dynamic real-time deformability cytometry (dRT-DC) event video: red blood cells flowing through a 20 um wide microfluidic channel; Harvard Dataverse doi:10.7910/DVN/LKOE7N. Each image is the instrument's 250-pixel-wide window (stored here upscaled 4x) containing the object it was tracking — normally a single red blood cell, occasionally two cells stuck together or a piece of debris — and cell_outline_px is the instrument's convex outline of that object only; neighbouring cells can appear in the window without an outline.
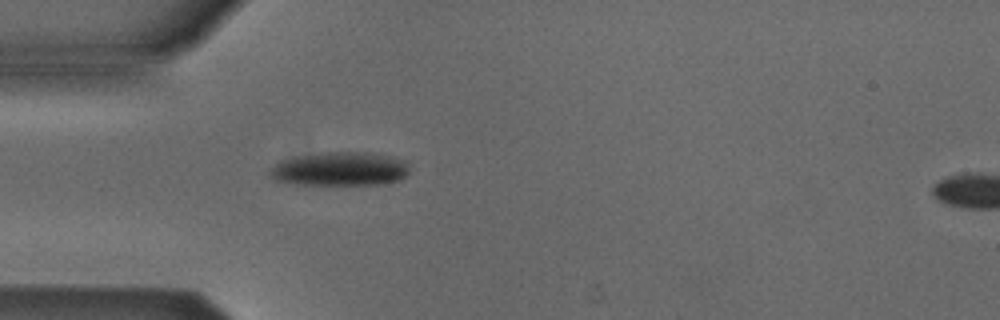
{"species": "Egyptian fruit bat (a non-hibernating species)", "species_latin": "Rousettus aegyptiacus", "temperature_condition": "cold", "stored_images_in_passage": 34, "camera_frame_rate_fps": 3000, "um_per_image_px": 0.085, "animal": {"sex": "male"}, "frame": {"image": 1, "passage_image": 1, "time_ms": 0.0, "image_size_px": [1000, 320], "cell_outline_px": [[408, 172], [404, 176], [396, 180], [384, 184], [292, 184], [276, 180], [268, 176], [268, 168], [280, 160], [324, 152], [368, 152], [392, 156], [408, 160]], "centroid_in_image_um": [28.88, 14.35], "position_along_channel_um": 56.1, "area_um2": 27.63}}
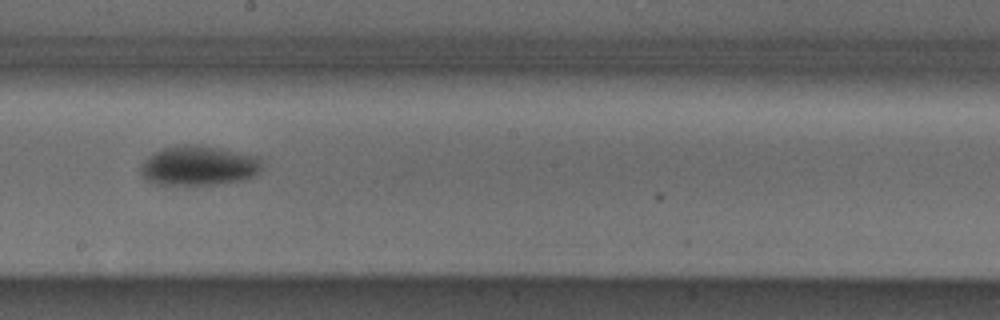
{"frame": {"image": 2, "passage_image": 15, "time_ms": 4.667, "image_size_px": [1000, 320], "cell_outline_px": [[264, 168], [256, 176], [244, 180], [216, 184], [152, 184], [144, 180], [140, 176], [140, 164], [152, 152], [164, 148], [184, 144], [196, 144], [220, 148], [256, 156], [260, 160]], "centroid_in_image_um": [16.86, 14.08], "position_along_channel_um": 231.3, "area_um2": 28.5}}
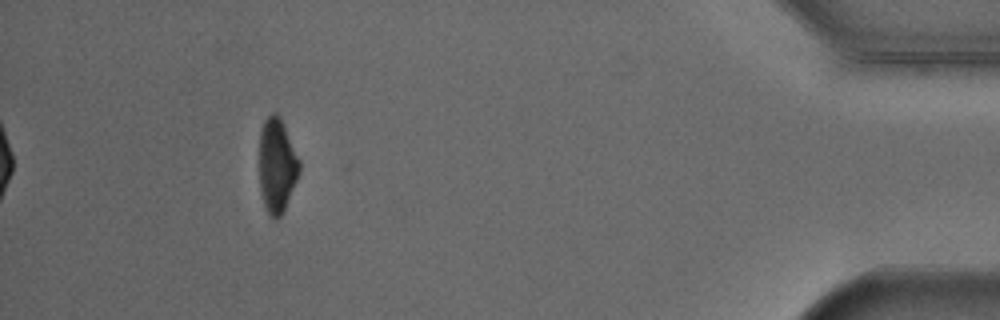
{"frame": {"image": 3, "passage_image": 34, "time_ms": 11.0, "image_size_px": [1000, 320], "cell_outline_px": [[300, 168], [296, 180], [284, 212], [276, 220], [268, 216], [260, 192], [260, 132], [264, 120], [272, 112], [276, 112], [280, 116], [300, 160]], "centroid_in_image_um": [23.54, 14.08], "position_along_channel_um": 411.7, "area_um2": 22.08}, "authors_computed_cell_mechanics": {"area_um2": 27.3683, "velocity_mm_per_s": 3.8726, "shape_relaxation_time_tau1_ms": 2.3589, "shape_relaxation_time_tau2_ms": null, "deformation_change_tau1": 0.104, "deformation_change_tau2": null}}